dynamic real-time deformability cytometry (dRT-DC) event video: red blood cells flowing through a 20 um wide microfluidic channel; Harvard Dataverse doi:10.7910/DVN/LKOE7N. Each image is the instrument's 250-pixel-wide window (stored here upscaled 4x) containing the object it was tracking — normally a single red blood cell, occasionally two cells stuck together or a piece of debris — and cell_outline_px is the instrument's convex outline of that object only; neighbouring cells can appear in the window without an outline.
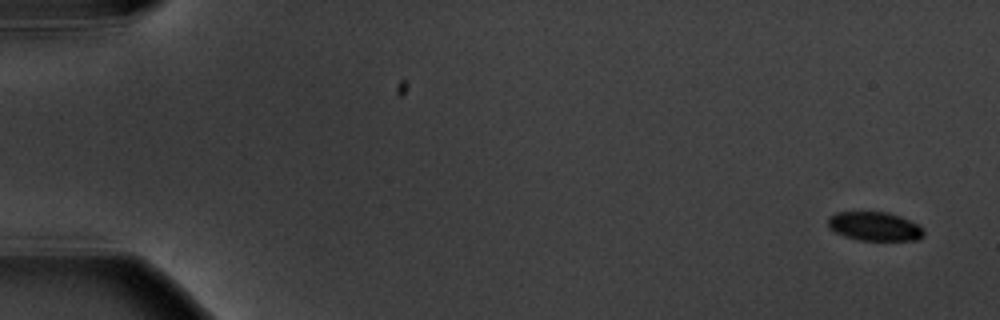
{"species": "common noctule bat (a hibernating species)", "species_latin": "Nyctalus noctula", "temperature_condition": "warm", "stored_images_in_passage": 15, "camera_frame_rate_fps": 3000, "um_per_image_px": 0.085, "animal": {"sex": "male", "body_mass_g": 20.1, "forearm_length_mm": 53.5}, "frame": {"image": 1, "passage_image": 1, "time_ms": 0.0, "image_size_px": [1000, 320], "cell_outline_px": [[924, 236], [920, 240], [860, 240], [844, 236], [828, 228], [828, 220], [836, 212], [888, 212], [900, 216], [920, 224], [924, 228]], "centroid_in_image_um": [74.4, 19.24], "position_along_channel_um": 10.6, "area_um2": 16.24}}
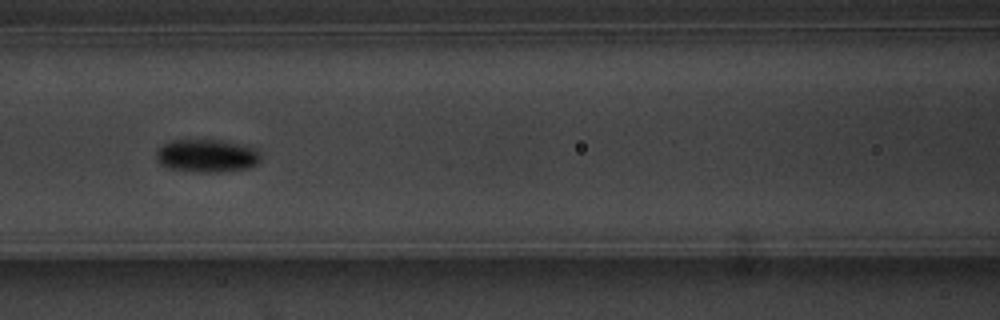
{"frame": {"image": 2, "passage_image": 7, "time_ms": 8.0, "image_size_px": [1000, 320], "cell_outline_px": [[260, 160], [256, 164], [248, 168], [220, 172], [196, 172], [168, 168], [160, 164], [156, 160], [156, 148], [172, 140], [220, 140], [252, 148], [260, 156]], "centroid_in_image_um": [17.5, 13.25], "position_along_channel_um": 149.1, "area_um2": 19.88}}
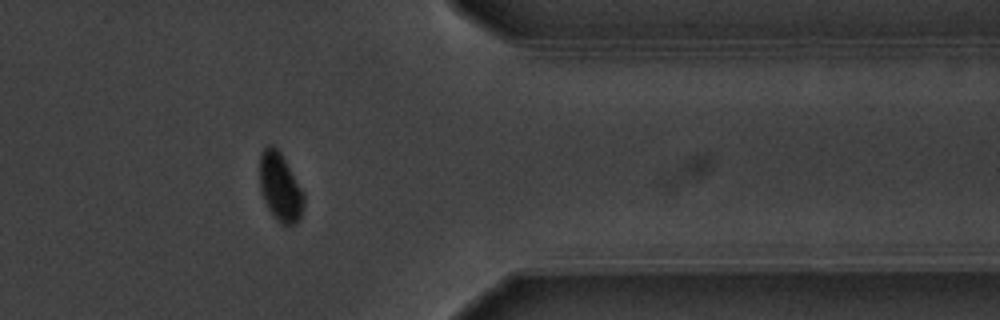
{"frame": {"image": 3, "passage_image": 13, "time_ms": 15.0, "image_size_px": [1000, 320], "cell_outline_px": [[304, 204], [300, 220], [296, 224], [280, 224], [276, 220], [268, 208], [264, 200], [260, 188], [260, 152], [268, 144], [272, 144], [280, 152], [304, 192]], "centroid_in_image_um": [23.82, 15.92], "position_along_channel_um": 387.6, "area_um2": 17.63}, "authors_computed_cell_mechanics": {"area_um2": 18.5538, "velocity_mm_per_s": 3.5834, "shape_relaxation_time_tau1_ms": 1.9126, "shape_relaxation_time_tau2_ms": 4.5718, "deformation_change_tau1": 0.1061, "deformation_change_tau2": 0.0307}}